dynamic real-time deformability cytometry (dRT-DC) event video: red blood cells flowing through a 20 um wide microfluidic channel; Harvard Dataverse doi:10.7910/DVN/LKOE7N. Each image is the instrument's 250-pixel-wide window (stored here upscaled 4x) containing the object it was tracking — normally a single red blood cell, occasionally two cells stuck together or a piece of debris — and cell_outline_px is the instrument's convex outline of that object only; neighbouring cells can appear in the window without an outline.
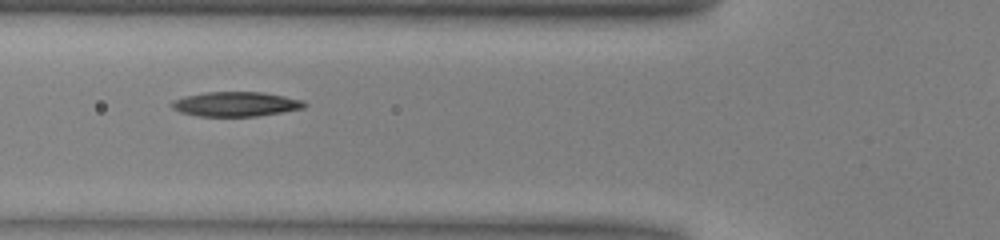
{"species": "common noctule bat (a hibernating species)", "species_latin": "Nyctalus noctula", "temperature_condition": "warm", "stored_images_in_passage": 32, "camera_frame_rate_fps": 3000, "um_per_image_px": 0.085, "animal": {"sex": "male", "body_mass_g": 13.0, "forearm_length_mm": 53.1}, "frame": {"image": 1, "passage_image": 5, "time_ms": 1.333, "image_size_px": [1000, 240], "cell_outline_px": [[308, 104], [304, 108], [256, 116], [200, 116], [180, 112], [172, 108], [168, 104], [172, 100], [184, 96], [204, 92], [264, 92], [304, 100]], "centroid_in_image_um": [20.01, 8.84], "position_along_channel_um": 105.8, "area_um2": 19.13}}
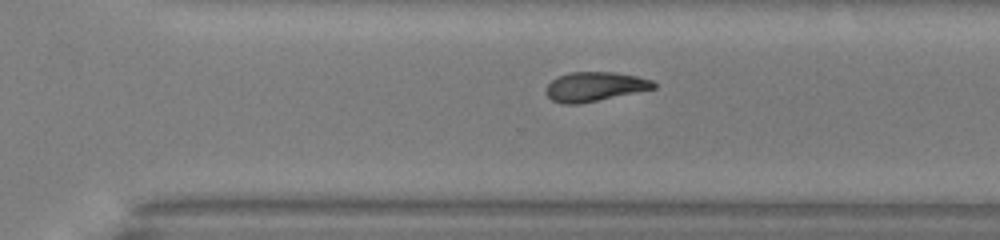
{"frame": {"image": 2, "passage_image": 21, "time_ms": 6.667, "image_size_px": [1000, 240], "cell_outline_px": [[656, 88], [580, 104], [564, 104], [552, 100], [544, 92], [548, 84], [552, 80], [568, 72], [612, 72], [636, 76], [652, 80], [656, 84]], "centroid_in_image_um": [50.54, 7.37], "position_along_channel_um": 320.1, "area_um2": 18.32}}
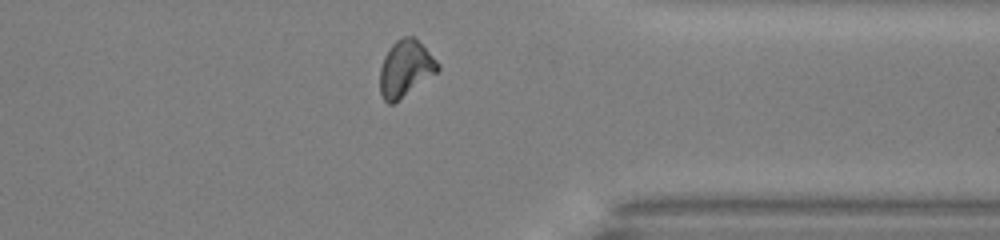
{"frame": {"image": 3, "passage_image": 26, "time_ms": 8.333, "image_size_px": [1000, 240], "cell_outline_px": [[440, 68], [436, 72], [392, 104], [388, 104], [384, 100], [380, 92], [380, 68], [384, 56], [392, 44], [400, 36], [412, 36], [440, 64]], "centroid_in_image_um": [34.42, 5.81], "position_along_channel_um": 377.0, "area_um2": 18.5}, "authors_computed_cell_mechanics": {"area_um2": 18.7561, "velocity_mm_per_s": 4.0212, "shape_relaxation_time_tau1_ms": 5.0559, "shape_relaxation_time_tau2_ms": null, "deformation_change_tau1": 0.1638, "deformation_change_tau2": null}}